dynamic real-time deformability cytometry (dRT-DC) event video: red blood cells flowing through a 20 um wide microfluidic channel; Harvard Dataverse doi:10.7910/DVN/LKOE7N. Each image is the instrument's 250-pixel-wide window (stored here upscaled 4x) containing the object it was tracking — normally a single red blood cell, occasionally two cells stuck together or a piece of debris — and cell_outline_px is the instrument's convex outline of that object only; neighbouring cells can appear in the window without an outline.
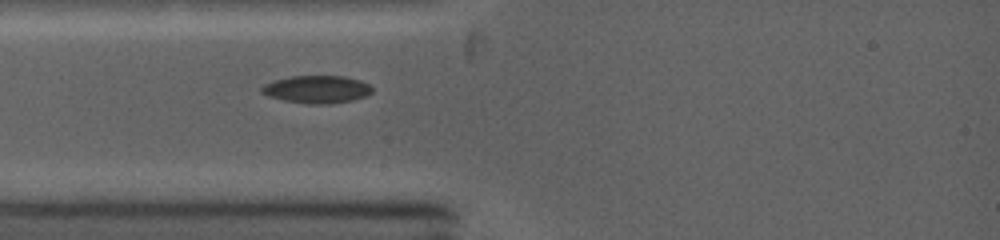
{"species": "common noctule bat (a hibernating species)", "species_latin": "Nyctalus noctula", "temperature_condition": "warm", "stored_images_in_passage": 14, "camera_frame_rate_fps": 5000, "um_per_image_px": 0.085, "animal": {"sex": "female", "body_mass_g": 19.0, "forearm_length_mm": 53.3}, "frame": {"image": 1, "passage_image": 1, "time_ms": 0.0, "image_size_px": [1000, 240], "cell_outline_px": [[372, 92], [364, 96], [352, 100], [332, 104], [308, 104], [284, 100], [268, 96], [260, 92], [260, 88], [264, 84], [272, 80], [292, 76], [344, 76], [360, 80], [368, 84], [372, 88]], "centroid_in_image_um": [26.9, 7.59], "position_along_channel_um": 58.1, "area_um2": 17.86}}